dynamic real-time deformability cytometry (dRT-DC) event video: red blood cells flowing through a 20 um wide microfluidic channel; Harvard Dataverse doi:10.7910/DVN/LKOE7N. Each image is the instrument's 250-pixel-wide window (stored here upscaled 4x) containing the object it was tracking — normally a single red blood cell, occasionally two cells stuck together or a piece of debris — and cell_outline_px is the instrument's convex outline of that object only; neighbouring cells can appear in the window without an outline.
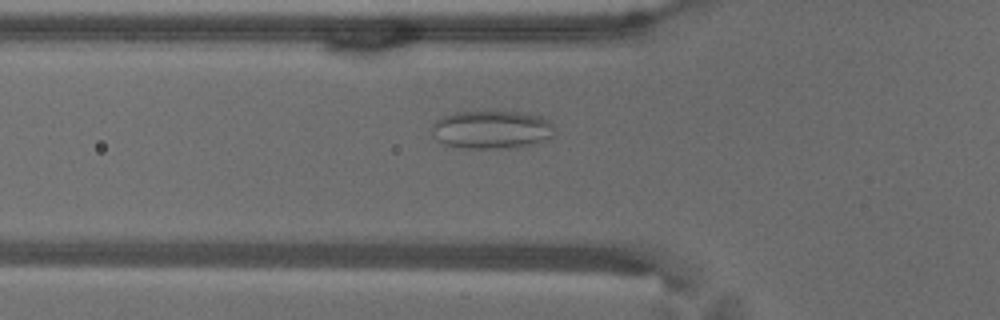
{"species": "common noctule bat (a hibernating species)", "species_latin": "Nyctalus noctula", "temperature_condition": "warm", "stored_images_in_passage": 53, "camera_frame_rate_fps": 3000, "um_per_image_px": 0.085, "animal": {"sex": "male", "body_mass_g": 18.8}, "frame": {"image": 1, "passage_image": 20, "time_ms": 6.333, "image_size_px": [1000, 320], "cell_outline_px": [[552, 136], [544, 140], [520, 148], [456, 148], [444, 144], [432, 132], [432, 124], [436, 120], [444, 116], [456, 112], [516, 112], [536, 116], [548, 120], [552, 124]], "centroid_in_image_um": [41.76, 11.04], "position_along_channel_um": 84.0, "area_um2": 26.99}}
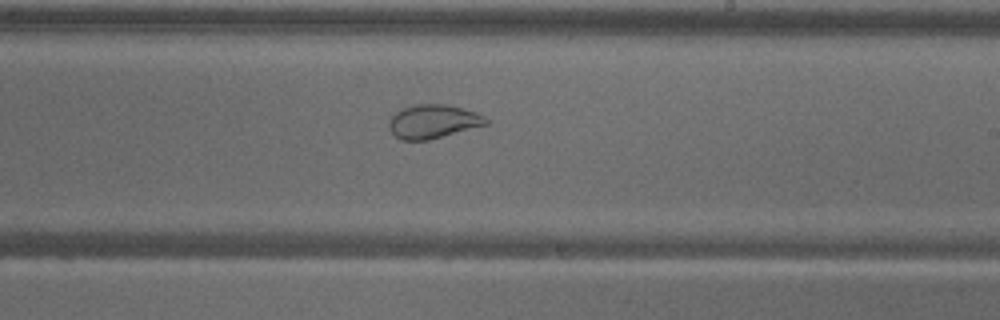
{"frame": {"image": 2, "passage_image": 34, "time_ms": 11.0, "image_size_px": [1000, 320], "cell_outline_px": [[488, 124], [428, 140], [400, 140], [388, 128], [388, 120], [400, 108], [416, 104], [448, 104], [476, 112], [484, 116], [488, 120]], "centroid_in_image_um": [36.78, 10.32], "position_along_channel_um": 252.2, "area_um2": 19.13}}
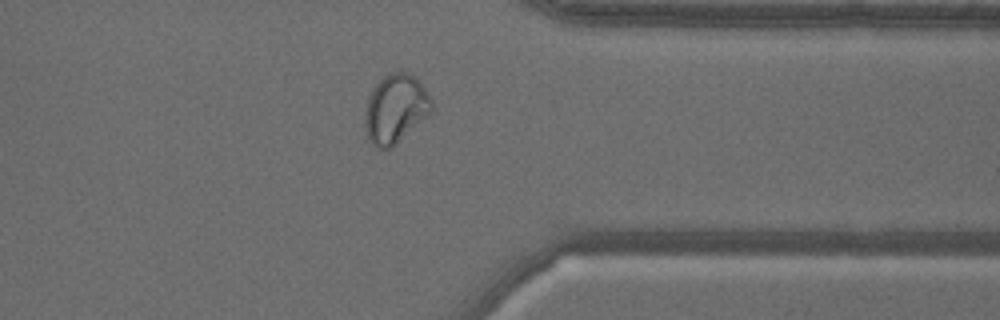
{"frame": {"image": 3, "passage_image": 45, "time_ms": 14.667, "image_size_px": [1000, 320], "cell_outline_px": [[432, 108], [428, 116], [392, 148], [376, 148], [368, 140], [364, 124], [364, 112], [368, 96], [372, 88], [384, 76], [392, 72], [404, 72], [420, 80], [432, 100]], "centroid_in_image_um": [33.6, 9.26], "position_along_channel_um": 377.8, "area_um2": 26.93}, "authors_computed_cell_mechanics": {"area_um2": 26.9348, "velocity_mm_per_s": 3.5946, "shape_relaxation_time_tau1_ms": null, "shape_relaxation_time_tau2_ms": 1.0148, "deformation_change_tau1": null, "deformation_change_tau2": 0.0655}}